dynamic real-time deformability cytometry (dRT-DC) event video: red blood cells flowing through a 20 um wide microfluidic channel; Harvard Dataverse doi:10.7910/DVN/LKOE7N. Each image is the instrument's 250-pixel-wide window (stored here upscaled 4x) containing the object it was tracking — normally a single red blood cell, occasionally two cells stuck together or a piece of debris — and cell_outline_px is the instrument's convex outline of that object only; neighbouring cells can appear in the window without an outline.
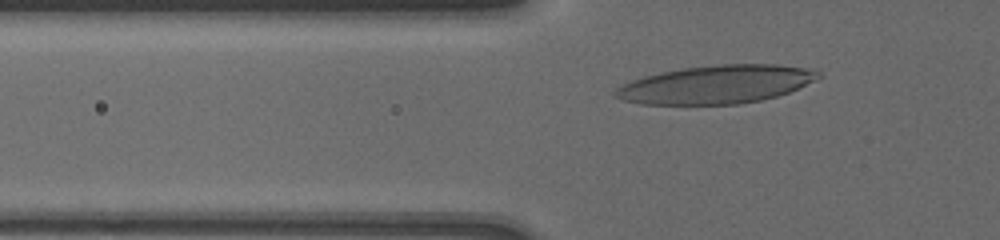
{"species": "human", "species_latin": "Homo sapiens", "temperature_condition": "cold", "stored_images_in_passage": 20, "camera_frame_rate_fps": 3000, "um_per_image_px": 0.085, "donor": {"sex": "male"}, "frame": {"image": 1, "passage_image": 8, "time_ms": 3.333, "image_size_px": [1000, 240], "cell_outline_px": [[824, 76], [788, 92], [776, 96], [760, 100], [740, 104], [640, 104], [624, 100], [612, 96], [612, 92], [616, 88], [632, 80], [644, 76], [660, 72], [684, 68], [720, 64], [776, 64], [816, 68]], "centroid_in_image_um": [60.91, 7.17], "position_along_channel_um": 64.9, "area_um2": 45.43}}
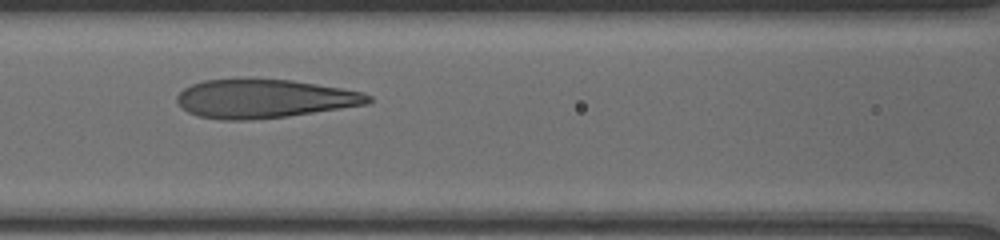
{"frame": {"image": 2, "passage_image": 15, "time_ms": 5.667, "image_size_px": [1000, 240], "cell_outline_px": [[372, 100], [368, 104], [288, 116], [252, 120], [220, 120], [200, 116], [188, 112], [176, 100], [176, 96], [184, 88], [192, 84], [204, 80], [292, 80], [364, 92], [372, 96]], "centroid_in_image_um": [22.48, 8.4], "position_along_channel_um": 144.1, "area_um2": 42.66}}
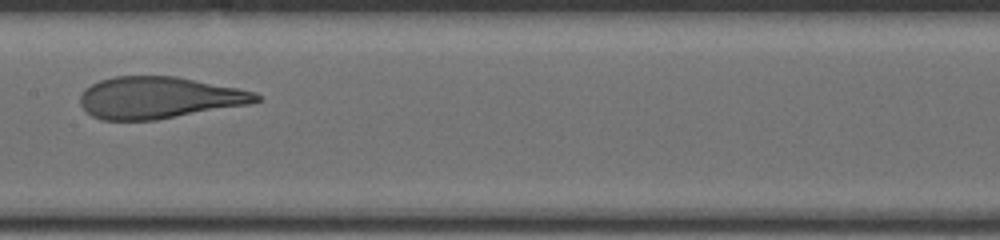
{"frame": {"image": 3, "passage_image": 19, "time_ms": 7.0, "image_size_px": [1000, 240], "cell_outline_px": [[260, 100], [248, 104], [156, 120], [100, 120], [92, 116], [80, 104], [80, 96], [84, 88], [100, 80], [116, 76], [176, 76], [256, 92], [260, 96]], "centroid_in_image_um": [13.47, 8.3], "position_along_channel_um": 193.9, "area_um2": 42.6}}